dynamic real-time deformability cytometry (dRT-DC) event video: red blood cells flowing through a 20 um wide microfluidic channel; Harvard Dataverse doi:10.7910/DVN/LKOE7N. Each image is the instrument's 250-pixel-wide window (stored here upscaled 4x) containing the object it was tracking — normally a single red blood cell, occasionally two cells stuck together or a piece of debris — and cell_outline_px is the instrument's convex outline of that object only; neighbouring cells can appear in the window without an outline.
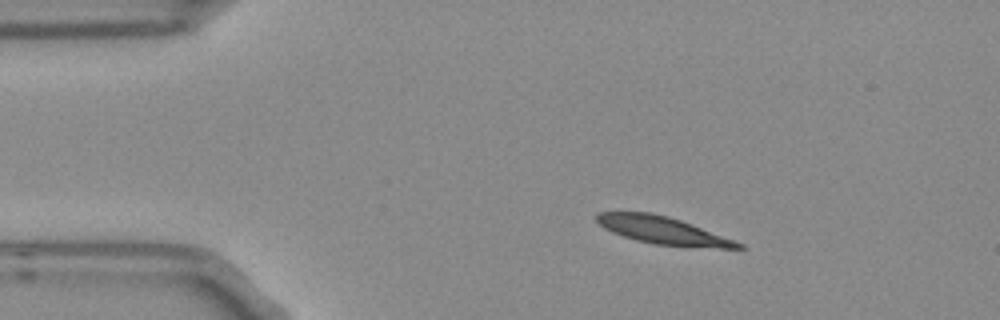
{"species": "Egyptian fruit bat (a non-hibernating species)", "species_latin": "Rousettus aegyptiacus", "temperature_condition": "room temperature", "stored_images_in_passage": 5, "camera_frame_rate_fps": 3000, "um_per_image_px": 0.085, "frame": {"image": 1, "passage_image": 2, "time_ms": 0.333, "image_size_px": [1000, 320], "cell_outline_px": [[744, 248], [720, 248], [656, 244], [636, 240], [612, 232], [604, 228], [596, 220], [596, 212], [648, 212], [668, 216], [692, 224], [744, 244]], "centroid_in_image_um": [56.31, 19.57], "position_along_channel_um": 28.7, "area_um2": 22.25}}
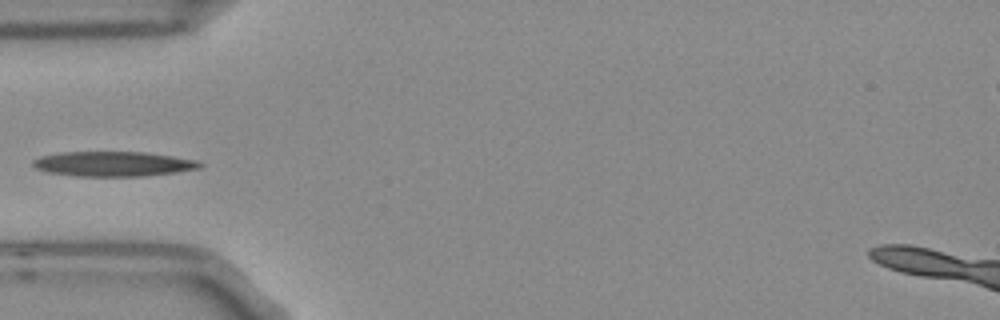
{"frame": {"image": 2, "passage_image": 4, "time_ms": 1.0, "image_size_px": [1000, 320], "cell_outline_px": [[204, 164], [200, 168], [176, 172], [144, 176], [76, 176], [48, 172], [36, 168], [32, 164], [32, 160], [40, 156], [60, 152], [148, 152], [200, 160]], "centroid_in_image_um": [9.67, 13.92], "position_along_channel_um": 75.3, "area_um2": 24.39}}
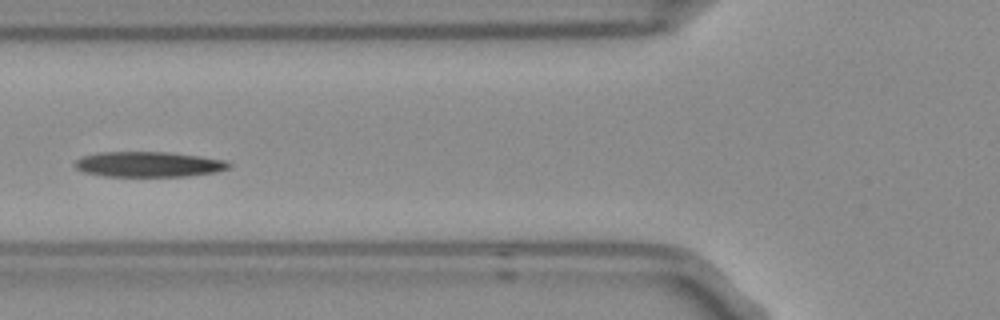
{"frame": {"image": 3, "passage_image": 5, "time_ms": 1.333, "image_size_px": [1000, 320], "cell_outline_px": [[232, 164], [228, 168], [216, 172], [188, 176], [104, 176], [84, 172], [76, 168], [72, 164], [80, 156], [100, 152], [164, 152], [200, 156], [224, 160]], "centroid_in_image_um": [12.59, 13.96], "position_along_channel_um": 113.2, "area_um2": 22.72}}